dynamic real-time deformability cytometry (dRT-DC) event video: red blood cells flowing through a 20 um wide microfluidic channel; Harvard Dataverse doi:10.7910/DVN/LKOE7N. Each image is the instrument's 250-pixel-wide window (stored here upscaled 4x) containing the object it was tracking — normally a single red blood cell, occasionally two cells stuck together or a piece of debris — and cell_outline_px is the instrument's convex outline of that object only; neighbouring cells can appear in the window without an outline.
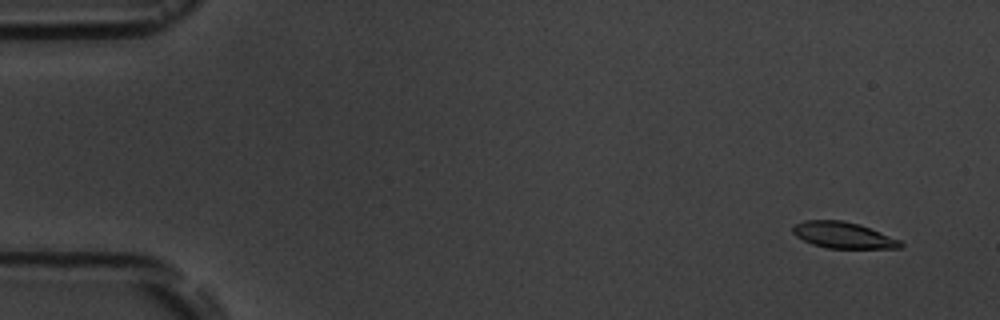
{"species": "common noctule bat (a hibernating species)", "species_latin": "Nyctalus noctula", "temperature_condition": "room temperature", "stored_images_in_passage": 3, "camera_frame_rate_fps": 3000, "um_per_image_px": 0.085, "animal": {"sex": "male", "body_mass_g": 19.5, "forearm_length_mm": 54.6}, "frame": {"image": 1, "passage_image": 1, "time_ms": 0.0, "image_size_px": [1000, 320], "cell_outline_px": [[904, 244], [900, 248], [828, 248], [812, 244], [796, 236], [792, 232], [792, 228], [796, 224], [804, 220], [840, 220], [860, 224], [900, 240]], "centroid_in_image_um": [71.67, 19.98], "position_along_channel_um": 13.3, "area_um2": 16.36}}